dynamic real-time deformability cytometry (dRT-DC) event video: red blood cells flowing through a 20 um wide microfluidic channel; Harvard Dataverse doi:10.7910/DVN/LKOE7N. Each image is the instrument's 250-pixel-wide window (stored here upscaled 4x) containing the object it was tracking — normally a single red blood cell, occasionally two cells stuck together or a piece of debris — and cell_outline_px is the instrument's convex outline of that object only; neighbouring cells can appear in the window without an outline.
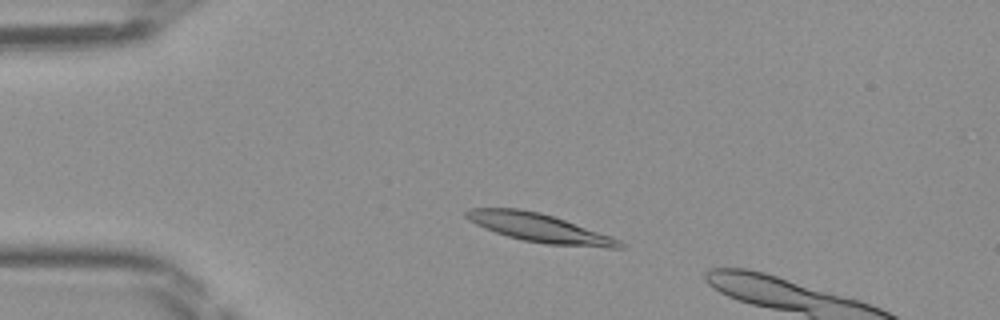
{"species": "Egyptian fruit bat (a non-hibernating species)", "species_latin": "Rousettus aegyptiacus", "temperature_condition": "room temperature", "stored_images_in_passage": 46, "camera_frame_rate_fps": 3000, "um_per_image_px": 0.085, "frame": {"image": 1, "passage_image": 8, "time_ms": 2.333, "image_size_px": [1000, 320], "cell_outline_px": [[624, 248], [608, 248], [548, 244], [524, 240], [508, 236], [484, 228], [468, 220], [464, 216], [464, 212], [472, 208], [520, 208], [540, 212], [612, 236], [620, 240], [624, 244]], "centroid_in_image_um": [45.85, 19.37], "position_along_channel_um": 39.1, "area_um2": 25.32}}
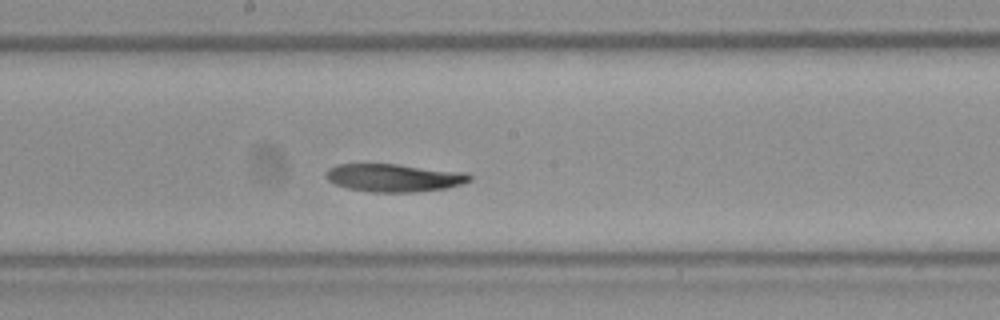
{"frame": {"image": 2, "passage_image": 23, "time_ms": 7.333, "image_size_px": [1000, 320], "cell_outline_px": [[472, 180], [460, 184], [444, 188], [416, 192], [372, 192], [348, 188], [336, 184], [328, 180], [328, 168], [336, 164], [396, 164], [468, 172], [472, 176]], "centroid_in_image_um": [33.54, 15.1], "position_along_channel_um": 214.7, "area_um2": 23.24}}
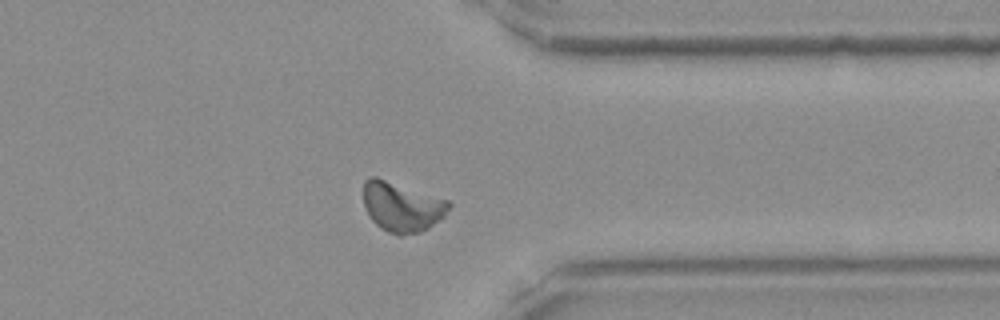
{"frame": {"image": 3, "passage_image": 35, "time_ms": 11.333, "image_size_px": [1000, 320], "cell_outline_px": [[452, 204], [444, 216], [428, 228], [420, 232], [400, 236], [388, 232], [380, 228], [372, 220], [364, 208], [364, 180], [368, 176], [376, 176], [448, 200]], "centroid_in_image_um": [34.14, 17.57], "position_along_channel_um": 377.3, "area_um2": 24.85}}